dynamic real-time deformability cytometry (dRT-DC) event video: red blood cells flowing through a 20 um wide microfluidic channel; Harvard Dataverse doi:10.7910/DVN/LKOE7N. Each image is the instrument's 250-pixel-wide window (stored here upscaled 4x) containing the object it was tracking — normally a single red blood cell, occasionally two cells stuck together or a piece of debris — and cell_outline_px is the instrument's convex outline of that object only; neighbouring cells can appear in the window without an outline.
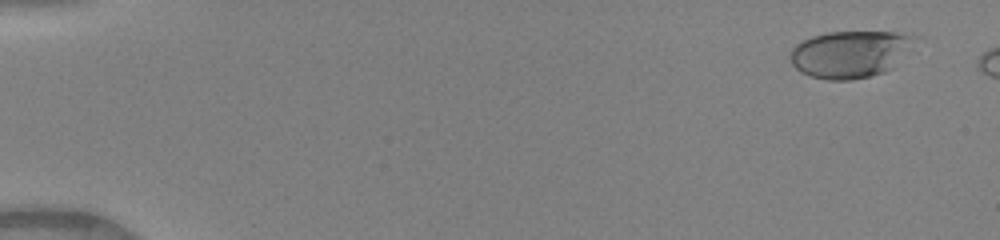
{"species": "human", "species_latin": "Homo sapiens", "temperature_condition": "warm", "stored_images_in_passage": 9, "camera_frame_rate_fps": 3000, "um_per_image_px": 0.085, "donor": {"sex": "female"}, "frame": {"image": 1, "passage_image": 3, "time_ms": 0.667, "image_size_px": [1000, 240], "cell_outline_px": [[916, 36], [892, 68], [884, 72], [852, 80], [828, 80], [812, 76], [800, 72], [792, 64], [788, 56], [792, 48], [796, 44], [812, 36], [828, 32], [896, 32]], "centroid_in_image_um": [72.17, 4.6], "position_along_channel_um": 12.8, "area_um2": 33.58}}